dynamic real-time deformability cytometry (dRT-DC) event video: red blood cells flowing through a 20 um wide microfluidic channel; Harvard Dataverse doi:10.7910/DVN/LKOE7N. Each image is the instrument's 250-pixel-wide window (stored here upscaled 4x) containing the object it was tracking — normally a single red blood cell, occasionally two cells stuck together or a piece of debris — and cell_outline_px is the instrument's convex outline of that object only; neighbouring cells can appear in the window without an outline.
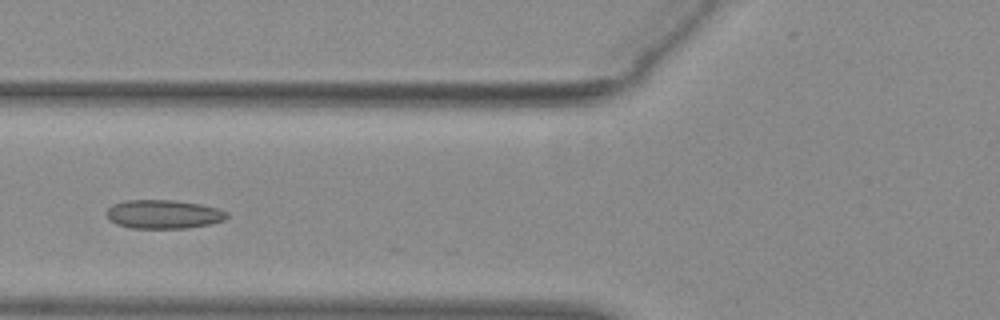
{"species": "common noctule bat (a hibernating species)", "species_latin": "Nyctalus noctula", "temperature_condition": "warm", "stored_images_in_passage": 13, "camera_frame_rate_fps": 3000, "um_per_image_px": 0.085, "animal": {"sex": "female", "body_mass_g": 29.2, "forearm_length_mm": 56.3}, "frame": {"image": 1, "passage_image": 6, "time_ms": 1.667, "image_size_px": [1000, 320], "cell_outline_px": [[228, 216], [224, 220], [208, 224], [188, 228], [132, 228], [116, 224], [108, 220], [104, 212], [112, 204], [128, 200], [176, 200], [200, 204], [220, 208], [228, 212]], "centroid_in_image_um": [13.88, 18.2], "position_along_channel_um": 111.9, "area_um2": 20.4}}
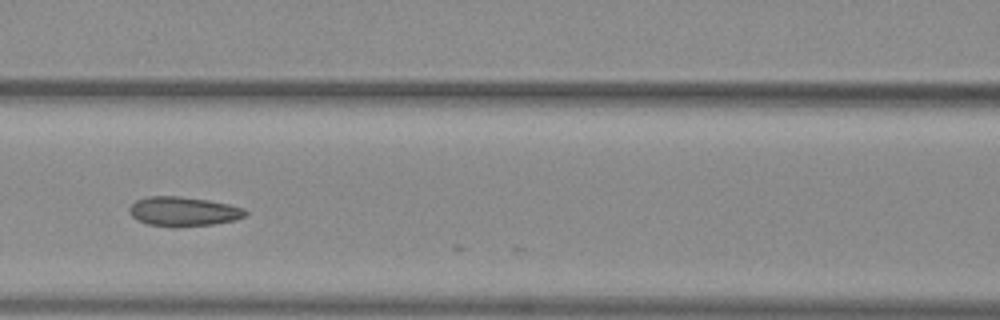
{"frame": {"image": 2, "passage_image": 9, "time_ms": 2.667, "image_size_px": [1000, 320], "cell_outline_px": [[248, 212], [244, 216], [236, 220], [216, 224], [148, 224], [136, 220], [128, 212], [128, 208], [136, 200], [148, 196], [180, 196], [208, 200], [228, 204], [244, 208]], "centroid_in_image_um": [15.59, 17.93], "position_along_channel_um": 151.0, "area_um2": 19.25}}
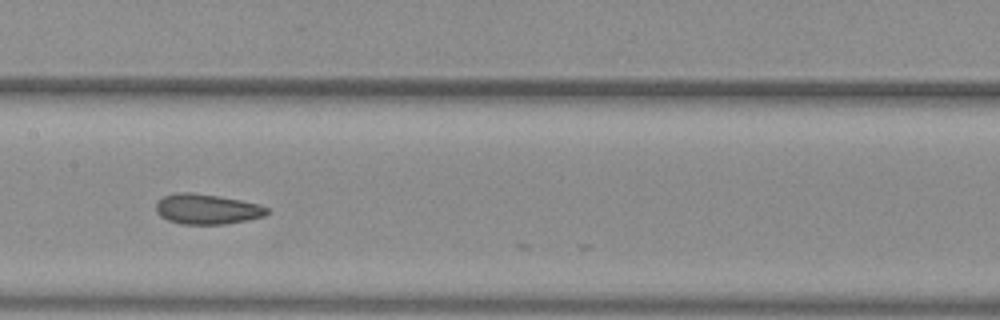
{"frame": {"image": 3, "passage_image": 12, "time_ms": 3.667, "image_size_px": [1000, 320], "cell_outline_px": [[268, 212], [264, 216], [248, 220], [224, 224], [180, 224], [168, 220], [160, 216], [156, 212], [156, 200], [164, 196], [180, 192], [192, 192], [240, 200], [260, 204], [268, 208]], "centroid_in_image_um": [17.57, 17.78], "position_along_channel_um": 189.8, "area_um2": 19.54}}